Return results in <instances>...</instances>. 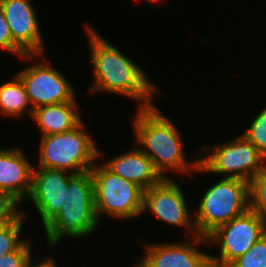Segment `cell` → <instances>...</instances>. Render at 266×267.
I'll return each instance as SVG.
<instances>
[{"instance_id": "4", "label": "cell", "mask_w": 266, "mask_h": 267, "mask_svg": "<svg viewBox=\"0 0 266 267\" xmlns=\"http://www.w3.org/2000/svg\"><path fill=\"white\" fill-rule=\"evenodd\" d=\"M84 128L82 120L71 130L41 136L38 167L70 171L74 174L90 171L101 152Z\"/></svg>"}, {"instance_id": "17", "label": "cell", "mask_w": 266, "mask_h": 267, "mask_svg": "<svg viewBox=\"0 0 266 267\" xmlns=\"http://www.w3.org/2000/svg\"><path fill=\"white\" fill-rule=\"evenodd\" d=\"M26 89L21 79L16 75L14 81L6 82L0 86V113L7 117L21 116L28 110L31 117L34 109L30 106Z\"/></svg>"}, {"instance_id": "10", "label": "cell", "mask_w": 266, "mask_h": 267, "mask_svg": "<svg viewBox=\"0 0 266 267\" xmlns=\"http://www.w3.org/2000/svg\"><path fill=\"white\" fill-rule=\"evenodd\" d=\"M182 189L170 178L144 191L143 213L147 209L161 221L176 227H185L192 237L198 236L195 223L189 214V207ZM189 228V229H188Z\"/></svg>"}, {"instance_id": "19", "label": "cell", "mask_w": 266, "mask_h": 267, "mask_svg": "<svg viewBox=\"0 0 266 267\" xmlns=\"http://www.w3.org/2000/svg\"><path fill=\"white\" fill-rule=\"evenodd\" d=\"M25 212L15 221L0 226V258L15 251L24 241L19 239L23 230Z\"/></svg>"}, {"instance_id": "5", "label": "cell", "mask_w": 266, "mask_h": 267, "mask_svg": "<svg viewBox=\"0 0 266 267\" xmlns=\"http://www.w3.org/2000/svg\"><path fill=\"white\" fill-rule=\"evenodd\" d=\"M249 209V182L224 177L203 194L196 219L199 236L207 237L219 226Z\"/></svg>"}, {"instance_id": "21", "label": "cell", "mask_w": 266, "mask_h": 267, "mask_svg": "<svg viewBox=\"0 0 266 267\" xmlns=\"http://www.w3.org/2000/svg\"><path fill=\"white\" fill-rule=\"evenodd\" d=\"M229 267H266V234Z\"/></svg>"}, {"instance_id": "23", "label": "cell", "mask_w": 266, "mask_h": 267, "mask_svg": "<svg viewBox=\"0 0 266 267\" xmlns=\"http://www.w3.org/2000/svg\"><path fill=\"white\" fill-rule=\"evenodd\" d=\"M32 250L29 240H25L15 251L0 258V267H26L30 261Z\"/></svg>"}, {"instance_id": "26", "label": "cell", "mask_w": 266, "mask_h": 267, "mask_svg": "<svg viewBox=\"0 0 266 267\" xmlns=\"http://www.w3.org/2000/svg\"><path fill=\"white\" fill-rule=\"evenodd\" d=\"M159 1L161 2V0H148V2H152V3H155V2L158 3Z\"/></svg>"}, {"instance_id": "9", "label": "cell", "mask_w": 266, "mask_h": 267, "mask_svg": "<svg viewBox=\"0 0 266 267\" xmlns=\"http://www.w3.org/2000/svg\"><path fill=\"white\" fill-rule=\"evenodd\" d=\"M17 76L25 86L28 99L33 109L44 105H54L76 101L73 87L64 75L50 66V62L32 65Z\"/></svg>"}, {"instance_id": "1", "label": "cell", "mask_w": 266, "mask_h": 267, "mask_svg": "<svg viewBox=\"0 0 266 267\" xmlns=\"http://www.w3.org/2000/svg\"><path fill=\"white\" fill-rule=\"evenodd\" d=\"M86 31L94 70V84L89 90L93 93L105 91L128 96L139 102L138 108L154 106L152 100L159 90L153 86L142 67L133 63L91 27H87Z\"/></svg>"}, {"instance_id": "18", "label": "cell", "mask_w": 266, "mask_h": 267, "mask_svg": "<svg viewBox=\"0 0 266 267\" xmlns=\"http://www.w3.org/2000/svg\"><path fill=\"white\" fill-rule=\"evenodd\" d=\"M249 209L266 220V165L249 182Z\"/></svg>"}, {"instance_id": "13", "label": "cell", "mask_w": 266, "mask_h": 267, "mask_svg": "<svg viewBox=\"0 0 266 267\" xmlns=\"http://www.w3.org/2000/svg\"><path fill=\"white\" fill-rule=\"evenodd\" d=\"M192 240L170 244H147L144 258L135 267H211L210 255L193 246L199 243L206 244V237L198 235Z\"/></svg>"}, {"instance_id": "11", "label": "cell", "mask_w": 266, "mask_h": 267, "mask_svg": "<svg viewBox=\"0 0 266 267\" xmlns=\"http://www.w3.org/2000/svg\"><path fill=\"white\" fill-rule=\"evenodd\" d=\"M76 174L52 168L33 169L28 199L35 205L45 227L64 205L69 181Z\"/></svg>"}, {"instance_id": "15", "label": "cell", "mask_w": 266, "mask_h": 267, "mask_svg": "<svg viewBox=\"0 0 266 267\" xmlns=\"http://www.w3.org/2000/svg\"><path fill=\"white\" fill-rule=\"evenodd\" d=\"M103 165L113 174L137 184L144 191L164 179L140 147L115 156L103 162Z\"/></svg>"}, {"instance_id": "20", "label": "cell", "mask_w": 266, "mask_h": 267, "mask_svg": "<svg viewBox=\"0 0 266 267\" xmlns=\"http://www.w3.org/2000/svg\"><path fill=\"white\" fill-rule=\"evenodd\" d=\"M251 122L250 127L242 135L266 158V107Z\"/></svg>"}, {"instance_id": "2", "label": "cell", "mask_w": 266, "mask_h": 267, "mask_svg": "<svg viewBox=\"0 0 266 267\" xmlns=\"http://www.w3.org/2000/svg\"><path fill=\"white\" fill-rule=\"evenodd\" d=\"M133 118V129L140 149L150 158L163 178L164 172L189 173L200 166V159L188 162L183 153L181 134L168 117L162 115L154 105L138 108ZM144 146V148H143Z\"/></svg>"}, {"instance_id": "3", "label": "cell", "mask_w": 266, "mask_h": 267, "mask_svg": "<svg viewBox=\"0 0 266 267\" xmlns=\"http://www.w3.org/2000/svg\"><path fill=\"white\" fill-rule=\"evenodd\" d=\"M98 224L91 171L76 174L68 183L63 207L45 226L48 244L50 248L54 247L63 236H89Z\"/></svg>"}, {"instance_id": "22", "label": "cell", "mask_w": 266, "mask_h": 267, "mask_svg": "<svg viewBox=\"0 0 266 267\" xmlns=\"http://www.w3.org/2000/svg\"><path fill=\"white\" fill-rule=\"evenodd\" d=\"M19 202L11 193L0 190V226L17 220L23 214L17 210Z\"/></svg>"}, {"instance_id": "8", "label": "cell", "mask_w": 266, "mask_h": 267, "mask_svg": "<svg viewBox=\"0 0 266 267\" xmlns=\"http://www.w3.org/2000/svg\"><path fill=\"white\" fill-rule=\"evenodd\" d=\"M265 234L266 220L250 209L219 226L206 237L208 245L220 246L218 257L210 255L211 267H229Z\"/></svg>"}, {"instance_id": "16", "label": "cell", "mask_w": 266, "mask_h": 267, "mask_svg": "<svg viewBox=\"0 0 266 267\" xmlns=\"http://www.w3.org/2000/svg\"><path fill=\"white\" fill-rule=\"evenodd\" d=\"M76 101L44 105L34 109L32 118L42 135L59 134L71 130L81 121Z\"/></svg>"}, {"instance_id": "25", "label": "cell", "mask_w": 266, "mask_h": 267, "mask_svg": "<svg viewBox=\"0 0 266 267\" xmlns=\"http://www.w3.org/2000/svg\"><path fill=\"white\" fill-rule=\"evenodd\" d=\"M33 259H30V261L26 264V267H56L57 265H55V261H53V259L50 258H46L45 260H42V262L38 263V264H33L32 261Z\"/></svg>"}, {"instance_id": "6", "label": "cell", "mask_w": 266, "mask_h": 267, "mask_svg": "<svg viewBox=\"0 0 266 267\" xmlns=\"http://www.w3.org/2000/svg\"><path fill=\"white\" fill-rule=\"evenodd\" d=\"M90 171L98 221L103 214L129 219L143 213L144 190L141 187L113 174L103 164H94Z\"/></svg>"}, {"instance_id": "14", "label": "cell", "mask_w": 266, "mask_h": 267, "mask_svg": "<svg viewBox=\"0 0 266 267\" xmlns=\"http://www.w3.org/2000/svg\"><path fill=\"white\" fill-rule=\"evenodd\" d=\"M32 163L18 148L0 149V190L11 193L20 202L32 189Z\"/></svg>"}, {"instance_id": "7", "label": "cell", "mask_w": 266, "mask_h": 267, "mask_svg": "<svg viewBox=\"0 0 266 267\" xmlns=\"http://www.w3.org/2000/svg\"><path fill=\"white\" fill-rule=\"evenodd\" d=\"M204 148L208 154L199 158L200 166L196 169L197 172L225 174L226 178L250 182L266 165L263 161L266 160L264 155L243 135L229 142Z\"/></svg>"}, {"instance_id": "24", "label": "cell", "mask_w": 266, "mask_h": 267, "mask_svg": "<svg viewBox=\"0 0 266 267\" xmlns=\"http://www.w3.org/2000/svg\"><path fill=\"white\" fill-rule=\"evenodd\" d=\"M0 48L11 52L13 54H17L22 59H33V56L39 55H26L14 42L12 39V35L6 21L4 12L0 7Z\"/></svg>"}, {"instance_id": "12", "label": "cell", "mask_w": 266, "mask_h": 267, "mask_svg": "<svg viewBox=\"0 0 266 267\" xmlns=\"http://www.w3.org/2000/svg\"><path fill=\"white\" fill-rule=\"evenodd\" d=\"M31 0H0L13 42L26 55H42L39 23Z\"/></svg>"}]
</instances>
